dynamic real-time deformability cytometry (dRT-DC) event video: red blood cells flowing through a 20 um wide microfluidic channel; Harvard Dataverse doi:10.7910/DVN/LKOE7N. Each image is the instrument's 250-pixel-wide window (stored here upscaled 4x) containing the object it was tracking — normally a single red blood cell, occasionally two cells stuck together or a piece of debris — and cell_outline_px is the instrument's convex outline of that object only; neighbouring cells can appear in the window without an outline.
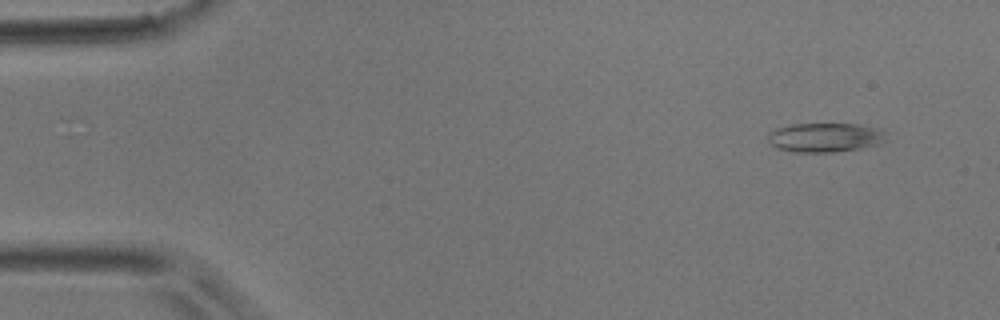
{"species": "common noctule bat (a hibernating species)", "species_latin": "Nyctalus noctula", "temperature_condition": "room temperature", "stored_images_in_passage": 42, "camera_frame_rate_fps": 3000, "um_per_image_px": 0.085, "animal": {"sex": "male", "body_mass_g": 17.9}, "frame": {"image": 1, "passage_image": 1, "time_ms": 0.0, "image_size_px": [1000, 320], "cell_outline_px": [[884, 140], [876, 144], [860, 148], [832, 152], [796, 152], [780, 148], [768, 144], [768, 132], [776, 128], [792, 124], [856, 124], [880, 128], [884, 132]], "centroid_in_image_um": [70.08, 11.67], "position_along_channel_um": 14.9, "area_um2": 19.94}}
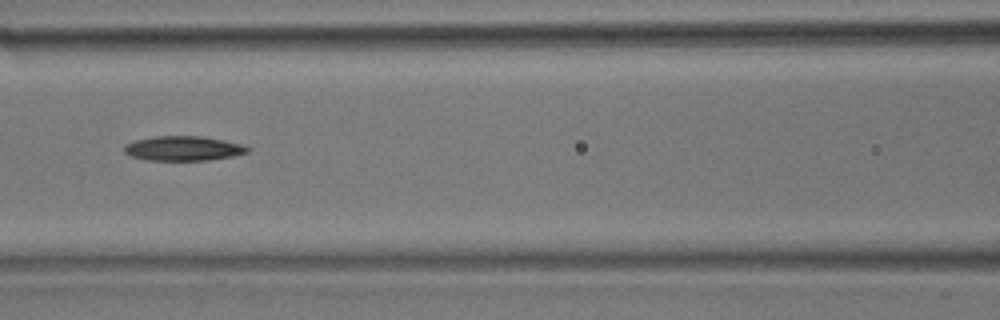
{"frame": {"image": 2, "passage_image": 17, "time_ms": 5.333, "image_size_px": [1000, 320], "cell_outline_px": [[252, 148], [248, 152], [232, 156], [208, 160], [148, 160], [132, 156], [124, 152], [124, 144], [136, 140], [152, 136], [200, 136], [224, 140], [240, 144]], "centroid_in_image_um": [15.57, 12.61], "position_along_channel_um": 151.0, "area_um2": 17.63}}
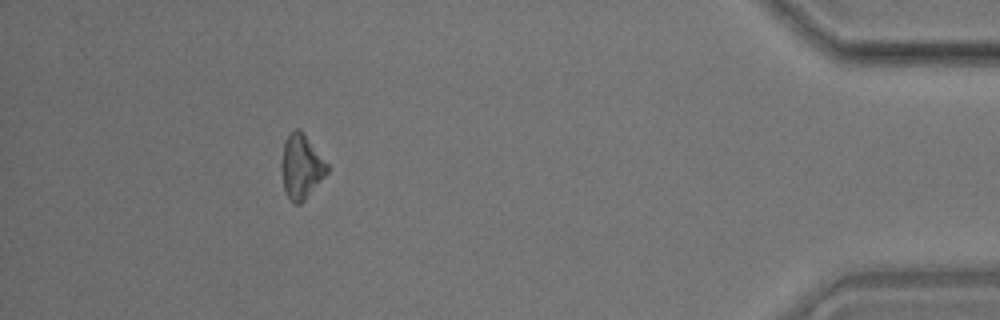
{"frame": {"image": 3, "passage_image": 38, "time_ms": 12.333, "image_size_px": [1000, 320], "cell_outline_px": [[328, 172], [304, 200], [300, 204], [296, 204], [288, 196], [284, 188], [280, 168], [280, 160], [284, 140], [296, 128], [300, 128], [304, 132], [328, 164]], "centroid_in_image_um": [25.59, 14.12], "position_along_channel_um": 409.6, "area_um2": 17.17}}